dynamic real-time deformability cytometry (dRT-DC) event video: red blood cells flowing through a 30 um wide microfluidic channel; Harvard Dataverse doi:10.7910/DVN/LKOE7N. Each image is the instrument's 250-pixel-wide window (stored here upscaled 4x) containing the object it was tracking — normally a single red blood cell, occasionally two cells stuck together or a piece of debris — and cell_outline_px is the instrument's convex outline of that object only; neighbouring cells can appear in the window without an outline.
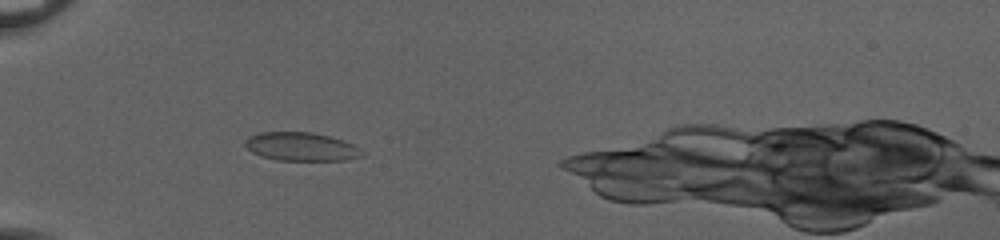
{"species": "common noctule bat (a hibernating species)", "species_latin": "Nyctalus noctula", "temperature_condition": "cold", "stored_images_in_passage": 46, "camera_frame_rate_fps": 3000, "um_per_image_px": 0.085, "animal": {"sex": "female", "body_mass_g": 20.0, "forearm_length_mm": 54.0}, "frame": {"image": 1, "passage_image": 13, "time_ms": 4.0, "image_size_px": [1000, 240], "cell_outline_px": [[360, 156], [344, 160], [276, 160], [260, 156], [252, 152], [244, 144], [244, 140], [248, 136], [260, 132], [312, 132], [328, 136], [352, 144], [360, 148]], "centroid_in_image_um": [25.51, 12.46], "position_along_channel_um": 59.5, "area_um2": 19.19}}
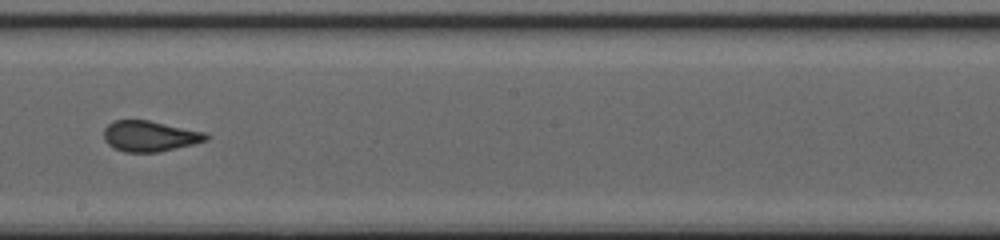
{"frame": {"image": 2, "passage_image": 27, "time_ms": 8.667, "image_size_px": [1000, 240], "cell_outline_px": [[212, 136], [208, 140], [160, 152], [124, 152], [108, 144], [104, 140], [104, 128], [112, 120], [148, 120], [208, 132]], "centroid_in_image_um": [12.77, 11.56], "position_along_channel_um": 235.4, "area_um2": 18.5}}
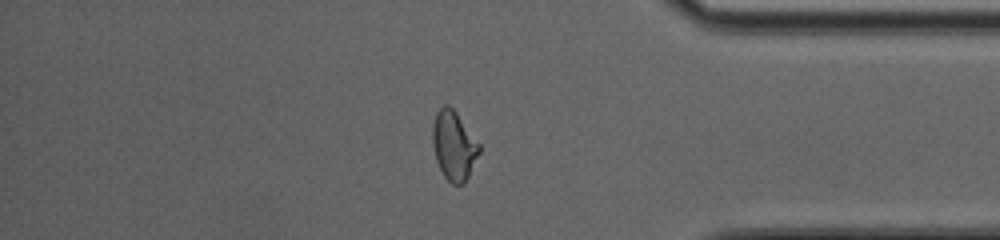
{"frame": {"image": 3, "passage_image": 40, "time_ms": 13.0, "image_size_px": [1000, 240], "cell_outline_px": [[480, 152], [464, 184], [452, 184], [444, 176], [436, 160], [432, 144], [432, 124], [436, 112], [444, 104], [448, 104], [456, 112], [480, 144]], "centroid_in_image_um": [38.56, 12.36], "position_along_channel_um": 396.6, "area_um2": 18.79}}